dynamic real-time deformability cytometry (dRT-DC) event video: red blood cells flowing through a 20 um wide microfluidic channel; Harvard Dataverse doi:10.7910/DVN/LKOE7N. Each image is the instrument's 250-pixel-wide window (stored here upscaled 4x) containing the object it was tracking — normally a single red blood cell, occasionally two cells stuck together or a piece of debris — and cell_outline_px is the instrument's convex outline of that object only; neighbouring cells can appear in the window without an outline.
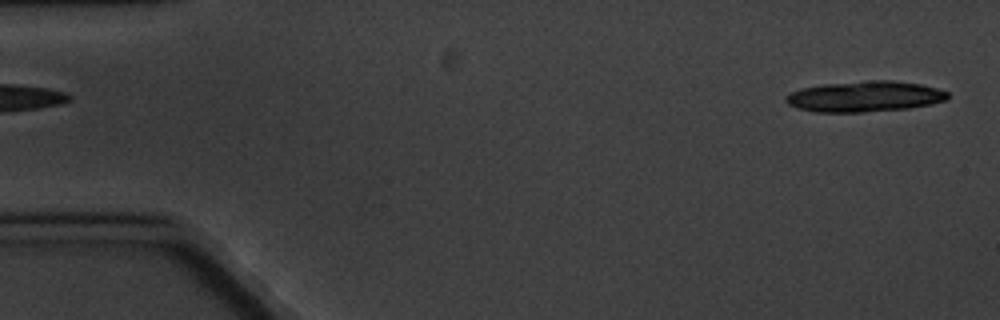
{"species": "common noctule bat (a hibernating species)", "species_latin": "Nyctalus noctula", "temperature_condition": "cold", "stored_images_in_passage": 5, "segment_of_instrument_passage": [2, 2], "camera_frame_rate_fps": 3000, "um_per_image_px": 0.085, "animal": {"sex": "male", "body_mass_g": 20.1, "forearm_length_mm": 53.5}, "frame": {"image": 1, "passage_image": 5, "time_ms": 5.667, "image_size_px": [1000, 320], "cell_outline_px": [[948, 100], [908, 108], [864, 112], [816, 112], [800, 108], [788, 104], [784, 100], [792, 92], [800, 88], [824, 84], [872, 80], [892, 80], [920, 84], [936, 88], [948, 92]], "centroid_in_image_um": [73.51, 8.2], "position_along_channel_um": 11.5, "area_um2": 28.73}}